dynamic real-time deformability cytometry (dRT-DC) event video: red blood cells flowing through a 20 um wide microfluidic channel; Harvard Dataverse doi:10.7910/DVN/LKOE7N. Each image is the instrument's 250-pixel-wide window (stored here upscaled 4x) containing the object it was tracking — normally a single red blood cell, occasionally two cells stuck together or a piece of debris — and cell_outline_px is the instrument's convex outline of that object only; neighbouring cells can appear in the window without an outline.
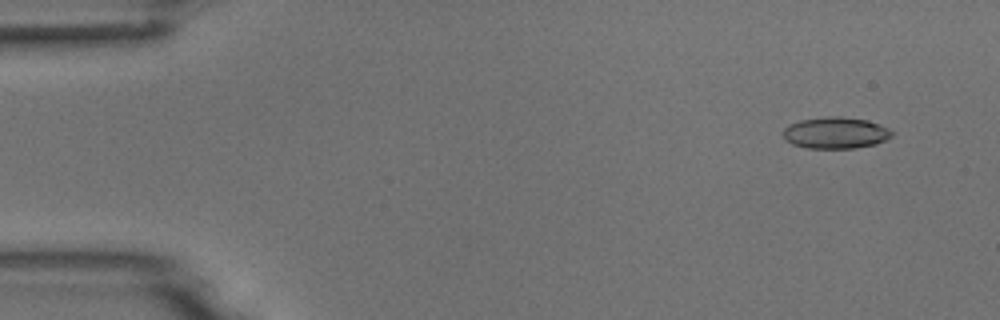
{"species": "common noctule bat (a hibernating species)", "species_latin": "Nyctalus noctula", "temperature_condition": "room temperature", "stored_images_in_passage": 53, "camera_frame_rate_fps": 3000, "um_per_image_px": 0.085, "animal": {"sex": "male", "body_mass_g": 18.8}, "frame": {"image": 1, "passage_image": 4, "time_ms": 1.0, "image_size_px": [1000, 320], "cell_outline_px": [[892, 136], [876, 144], [856, 148], [808, 148], [792, 144], [784, 140], [784, 128], [788, 124], [800, 120], [828, 116], [840, 116], [868, 120], [888, 128], [892, 132]], "centroid_in_image_um": [71.0, 11.29], "position_along_channel_um": 14.0, "area_um2": 20.0}}
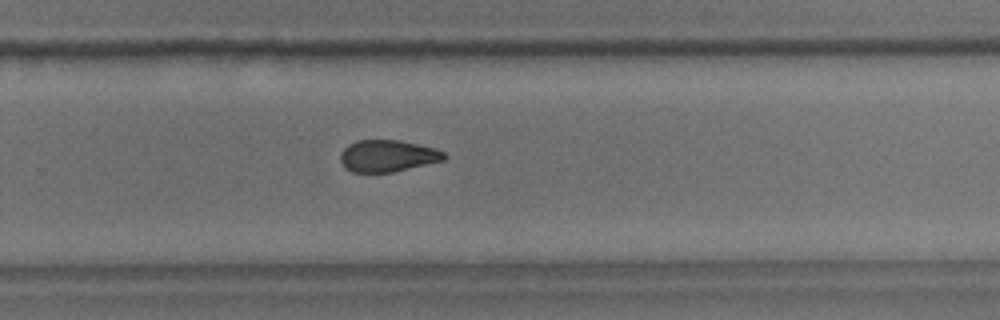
{"frame": {"image": 2, "passage_image": 35, "time_ms": 11.333, "image_size_px": [1000, 320], "cell_outline_px": [[448, 156], [444, 160], [392, 172], [352, 172], [344, 168], [340, 160], [340, 152], [348, 144], [356, 140], [400, 140], [436, 148], [444, 152]], "centroid_in_image_um": [32.93, 13.24], "position_along_channel_um": 296.9, "area_um2": 19.36}}
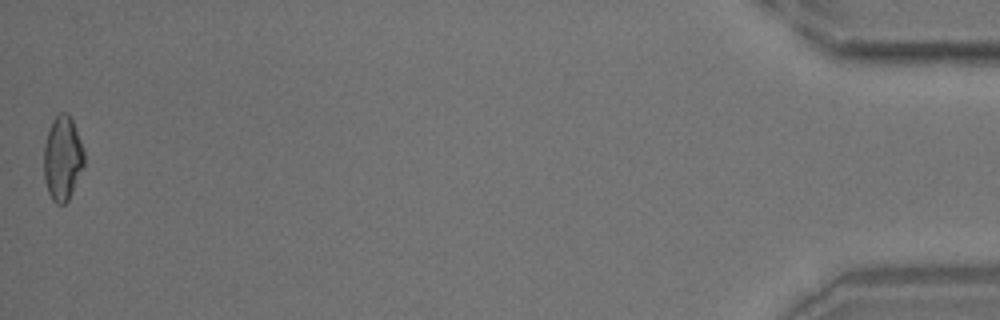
{"frame": {"image": 3, "passage_image": 53, "time_ms": 17.333, "image_size_px": [1000, 320], "cell_outline_px": [[84, 164], [72, 192], [68, 200], [64, 204], [56, 204], [52, 200], [48, 192], [44, 180], [44, 144], [52, 120], [60, 112], [68, 112], [72, 120], [84, 148]], "centroid_in_image_um": [5.31, 13.45], "position_along_channel_um": 429.9, "area_um2": 19.83}}